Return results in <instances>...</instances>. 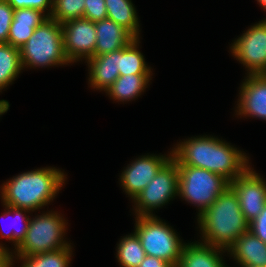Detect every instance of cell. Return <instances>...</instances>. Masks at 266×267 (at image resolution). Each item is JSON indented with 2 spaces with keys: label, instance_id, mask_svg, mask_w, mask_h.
I'll return each mask as SVG.
<instances>
[{
  "label": "cell",
  "instance_id": "7a4b0ae2",
  "mask_svg": "<svg viewBox=\"0 0 266 267\" xmlns=\"http://www.w3.org/2000/svg\"><path fill=\"white\" fill-rule=\"evenodd\" d=\"M198 223L204 244L224 248L225 251L248 231L249 225L240 209L236 193L230 186L198 215Z\"/></svg>",
  "mask_w": 266,
  "mask_h": 267
},
{
  "label": "cell",
  "instance_id": "cb8c5ba5",
  "mask_svg": "<svg viewBox=\"0 0 266 267\" xmlns=\"http://www.w3.org/2000/svg\"><path fill=\"white\" fill-rule=\"evenodd\" d=\"M71 249V247H65L57 251L18 258L23 261L21 267H69Z\"/></svg>",
  "mask_w": 266,
  "mask_h": 267
},
{
  "label": "cell",
  "instance_id": "5bb4252c",
  "mask_svg": "<svg viewBox=\"0 0 266 267\" xmlns=\"http://www.w3.org/2000/svg\"><path fill=\"white\" fill-rule=\"evenodd\" d=\"M96 45L94 56L118 51L128 45L135 37L111 19L95 22Z\"/></svg>",
  "mask_w": 266,
  "mask_h": 267
},
{
  "label": "cell",
  "instance_id": "4316f807",
  "mask_svg": "<svg viewBox=\"0 0 266 267\" xmlns=\"http://www.w3.org/2000/svg\"><path fill=\"white\" fill-rule=\"evenodd\" d=\"M14 9L6 1L0 0V43H7Z\"/></svg>",
  "mask_w": 266,
  "mask_h": 267
},
{
  "label": "cell",
  "instance_id": "7c38bea8",
  "mask_svg": "<svg viewBox=\"0 0 266 267\" xmlns=\"http://www.w3.org/2000/svg\"><path fill=\"white\" fill-rule=\"evenodd\" d=\"M147 155L131 162L120 176L121 186L125 192L132 198L136 196L147 186V184L156 176L160 168L172 157Z\"/></svg>",
  "mask_w": 266,
  "mask_h": 267
},
{
  "label": "cell",
  "instance_id": "d6a6232c",
  "mask_svg": "<svg viewBox=\"0 0 266 267\" xmlns=\"http://www.w3.org/2000/svg\"><path fill=\"white\" fill-rule=\"evenodd\" d=\"M9 109V103L6 100H0V115L7 112Z\"/></svg>",
  "mask_w": 266,
  "mask_h": 267
},
{
  "label": "cell",
  "instance_id": "8992f818",
  "mask_svg": "<svg viewBox=\"0 0 266 267\" xmlns=\"http://www.w3.org/2000/svg\"><path fill=\"white\" fill-rule=\"evenodd\" d=\"M179 171L178 195L197 205L200 215L229 186L223 176L202 168L177 165Z\"/></svg>",
  "mask_w": 266,
  "mask_h": 267
},
{
  "label": "cell",
  "instance_id": "f1b7e54d",
  "mask_svg": "<svg viewBox=\"0 0 266 267\" xmlns=\"http://www.w3.org/2000/svg\"><path fill=\"white\" fill-rule=\"evenodd\" d=\"M14 10L22 8H33L45 12L49 7L47 16L50 17L53 11V0H6Z\"/></svg>",
  "mask_w": 266,
  "mask_h": 267
},
{
  "label": "cell",
  "instance_id": "6da1fadb",
  "mask_svg": "<svg viewBox=\"0 0 266 267\" xmlns=\"http://www.w3.org/2000/svg\"><path fill=\"white\" fill-rule=\"evenodd\" d=\"M171 153L177 165L206 169L223 176L229 182L250 167L244 153L213 136L185 140L177 144Z\"/></svg>",
  "mask_w": 266,
  "mask_h": 267
},
{
  "label": "cell",
  "instance_id": "f546056e",
  "mask_svg": "<svg viewBox=\"0 0 266 267\" xmlns=\"http://www.w3.org/2000/svg\"><path fill=\"white\" fill-rule=\"evenodd\" d=\"M248 230L266 243V205L260 214L249 223Z\"/></svg>",
  "mask_w": 266,
  "mask_h": 267
},
{
  "label": "cell",
  "instance_id": "277c9868",
  "mask_svg": "<svg viewBox=\"0 0 266 267\" xmlns=\"http://www.w3.org/2000/svg\"><path fill=\"white\" fill-rule=\"evenodd\" d=\"M22 67H47L68 64L64 52L62 26L50 17L36 27L20 48Z\"/></svg>",
  "mask_w": 266,
  "mask_h": 267
},
{
  "label": "cell",
  "instance_id": "e575fe53",
  "mask_svg": "<svg viewBox=\"0 0 266 267\" xmlns=\"http://www.w3.org/2000/svg\"><path fill=\"white\" fill-rule=\"evenodd\" d=\"M241 267H259V266H251V265H247V266H241Z\"/></svg>",
  "mask_w": 266,
  "mask_h": 267
},
{
  "label": "cell",
  "instance_id": "5b68a950",
  "mask_svg": "<svg viewBox=\"0 0 266 267\" xmlns=\"http://www.w3.org/2000/svg\"><path fill=\"white\" fill-rule=\"evenodd\" d=\"M65 221L59 213L52 211L30 219L26 236L17 247L15 256L27 257L71 247L63 239Z\"/></svg>",
  "mask_w": 266,
  "mask_h": 267
},
{
  "label": "cell",
  "instance_id": "8fae6325",
  "mask_svg": "<svg viewBox=\"0 0 266 267\" xmlns=\"http://www.w3.org/2000/svg\"><path fill=\"white\" fill-rule=\"evenodd\" d=\"M229 186L236 193L245 220L250 223L266 205V182L249 167Z\"/></svg>",
  "mask_w": 266,
  "mask_h": 267
},
{
  "label": "cell",
  "instance_id": "d6986e66",
  "mask_svg": "<svg viewBox=\"0 0 266 267\" xmlns=\"http://www.w3.org/2000/svg\"><path fill=\"white\" fill-rule=\"evenodd\" d=\"M149 80H151V74L119 76L106 92L114 100L131 101L140 96L142 91L144 92Z\"/></svg>",
  "mask_w": 266,
  "mask_h": 267
},
{
  "label": "cell",
  "instance_id": "52a82bcc",
  "mask_svg": "<svg viewBox=\"0 0 266 267\" xmlns=\"http://www.w3.org/2000/svg\"><path fill=\"white\" fill-rule=\"evenodd\" d=\"M135 233L146 255L163 259L177 267L182 244L174 229L156 216H136Z\"/></svg>",
  "mask_w": 266,
  "mask_h": 267
},
{
  "label": "cell",
  "instance_id": "ffe728a7",
  "mask_svg": "<svg viewBox=\"0 0 266 267\" xmlns=\"http://www.w3.org/2000/svg\"><path fill=\"white\" fill-rule=\"evenodd\" d=\"M107 18L139 38V21L131 0H105Z\"/></svg>",
  "mask_w": 266,
  "mask_h": 267
},
{
  "label": "cell",
  "instance_id": "484cf974",
  "mask_svg": "<svg viewBox=\"0 0 266 267\" xmlns=\"http://www.w3.org/2000/svg\"><path fill=\"white\" fill-rule=\"evenodd\" d=\"M5 206V211L3 213V215H1V218L3 216H7V215H11L12 214H15L16 216V221L15 222H18L19 221H22V222H25L24 223V226L21 227V228H15L13 230H11L10 232H6L4 233L2 230V228H0L1 232V238L5 237L6 239L8 240H12L14 245H15V249H17V247L22 243V241L24 240L25 236H26V232L28 231V225H29V221H30V218L28 216L23 215V211L24 213L25 212H29V210H26V209H21V208H15V207H12V206H9V205H4ZM16 223H14V226H15ZM13 226V224H12Z\"/></svg>",
  "mask_w": 266,
  "mask_h": 267
},
{
  "label": "cell",
  "instance_id": "1f68e13d",
  "mask_svg": "<svg viewBox=\"0 0 266 267\" xmlns=\"http://www.w3.org/2000/svg\"><path fill=\"white\" fill-rule=\"evenodd\" d=\"M3 245L0 244V267H12L13 266V256L10 254Z\"/></svg>",
  "mask_w": 266,
  "mask_h": 267
},
{
  "label": "cell",
  "instance_id": "ac0fdd59",
  "mask_svg": "<svg viewBox=\"0 0 266 267\" xmlns=\"http://www.w3.org/2000/svg\"><path fill=\"white\" fill-rule=\"evenodd\" d=\"M224 248L204 244H184L177 267H227L220 257Z\"/></svg>",
  "mask_w": 266,
  "mask_h": 267
},
{
  "label": "cell",
  "instance_id": "4dcf8cb0",
  "mask_svg": "<svg viewBox=\"0 0 266 267\" xmlns=\"http://www.w3.org/2000/svg\"><path fill=\"white\" fill-rule=\"evenodd\" d=\"M138 267H173L163 259L146 255Z\"/></svg>",
  "mask_w": 266,
  "mask_h": 267
},
{
  "label": "cell",
  "instance_id": "3957f363",
  "mask_svg": "<svg viewBox=\"0 0 266 267\" xmlns=\"http://www.w3.org/2000/svg\"><path fill=\"white\" fill-rule=\"evenodd\" d=\"M65 175L54 168H40L13 177L2 186L4 205L35 211L53 201Z\"/></svg>",
  "mask_w": 266,
  "mask_h": 267
},
{
  "label": "cell",
  "instance_id": "603a6c76",
  "mask_svg": "<svg viewBox=\"0 0 266 267\" xmlns=\"http://www.w3.org/2000/svg\"><path fill=\"white\" fill-rule=\"evenodd\" d=\"M145 256V250L135 232L124 236L117 246L116 257L122 267H138Z\"/></svg>",
  "mask_w": 266,
  "mask_h": 267
},
{
  "label": "cell",
  "instance_id": "e0dca14e",
  "mask_svg": "<svg viewBox=\"0 0 266 267\" xmlns=\"http://www.w3.org/2000/svg\"><path fill=\"white\" fill-rule=\"evenodd\" d=\"M87 63L90 70L88 80L94 89L106 91L120 76L119 50L94 56Z\"/></svg>",
  "mask_w": 266,
  "mask_h": 267
},
{
  "label": "cell",
  "instance_id": "7402d4cb",
  "mask_svg": "<svg viewBox=\"0 0 266 267\" xmlns=\"http://www.w3.org/2000/svg\"><path fill=\"white\" fill-rule=\"evenodd\" d=\"M21 70L20 49L0 43V91L9 86Z\"/></svg>",
  "mask_w": 266,
  "mask_h": 267
},
{
  "label": "cell",
  "instance_id": "2e32d148",
  "mask_svg": "<svg viewBox=\"0 0 266 267\" xmlns=\"http://www.w3.org/2000/svg\"><path fill=\"white\" fill-rule=\"evenodd\" d=\"M238 265L266 266V243L249 230L236 239L227 249Z\"/></svg>",
  "mask_w": 266,
  "mask_h": 267
},
{
  "label": "cell",
  "instance_id": "ba28073f",
  "mask_svg": "<svg viewBox=\"0 0 266 267\" xmlns=\"http://www.w3.org/2000/svg\"><path fill=\"white\" fill-rule=\"evenodd\" d=\"M179 171L177 162L171 157L155 177L134 199L137 216H153L151 211L178 196Z\"/></svg>",
  "mask_w": 266,
  "mask_h": 267
},
{
  "label": "cell",
  "instance_id": "4fadbf2b",
  "mask_svg": "<svg viewBox=\"0 0 266 267\" xmlns=\"http://www.w3.org/2000/svg\"><path fill=\"white\" fill-rule=\"evenodd\" d=\"M238 99V115L266 120V74L248 75Z\"/></svg>",
  "mask_w": 266,
  "mask_h": 267
},
{
  "label": "cell",
  "instance_id": "9c48e42d",
  "mask_svg": "<svg viewBox=\"0 0 266 267\" xmlns=\"http://www.w3.org/2000/svg\"><path fill=\"white\" fill-rule=\"evenodd\" d=\"M231 52L248 68V75L266 74V19L235 40Z\"/></svg>",
  "mask_w": 266,
  "mask_h": 267
},
{
  "label": "cell",
  "instance_id": "44dd1931",
  "mask_svg": "<svg viewBox=\"0 0 266 267\" xmlns=\"http://www.w3.org/2000/svg\"><path fill=\"white\" fill-rule=\"evenodd\" d=\"M139 38L133 39L128 45L119 50V74L126 76L130 74H151L147 67L144 56L138 50Z\"/></svg>",
  "mask_w": 266,
  "mask_h": 267
},
{
  "label": "cell",
  "instance_id": "d4e9b609",
  "mask_svg": "<svg viewBox=\"0 0 266 267\" xmlns=\"http://www.w3.org/2000/svg\"><path fill=\"white\" fill-rule=\"evenodd\" d=\"M85 0H53L51 19L59 24L67 21L83 18Z\"/></svg>",
  "mask_w": 266,
  "mask_h": 267
},
{
  "label": "cell",
  "instance_id": "83f0119b",
  "mask_svg": "<svg viewBox=\"0 0 266 267\" xmlns=\"http://www.w3.org/2000/svg\"><path fill=\"white\" fill-rule=\"evenodd\" d=\"M83 18L92 22L101 21L107 18L105 0H85Z\"/></svg>",
  "mask_w": 266,
  "mask_h": 267
},
{
  "label": "cell",
  "instance_id": "9a60e30c",
  "mask_svg": "<svg viewBox=\"0 0 266 267\" xmlns=\"http://www.w3.org/2000/svg\"><path fill=\"white\" fill-rule=\"evenodd\" d=\"M49 17L41 10L22 8L14 10L7 43L20 49L33 35L36 27Z\"/></svg>",
  "mask_w": 266,
  "mask_h": 267
},
{
  "label": "cell",
  "instance_id": "30bf717a",
  "mask_svg": "<svg viewBox=\"0 0 266 267\" xmlns=\"http://www.w3.org/2000/svg\"><path fill=\"white\" fill-rule=\"evenodd\" d=\"M61 26L64 52L69 63H74L81 58H85L87 61L94 57L96 45L95 22L78 18L67 21Z\"/></svg>",
  "mask_w": 266,
  "mask_h": 267
},
{
  "label": "cell",
  "instance_id": "836d02e7",
  "mask_svg": "<svg viewBox=\"0 0 266 267\" xmlns=\"http://www.w3.org/2000/svg\"><path fill=\"white\" fill-rule=\"evenodd\" d=\"M259 4L266 9V0H257Z\"/></svg>",
  "mask_w": 266,
  "mask_h": 267
}]
</instances>
